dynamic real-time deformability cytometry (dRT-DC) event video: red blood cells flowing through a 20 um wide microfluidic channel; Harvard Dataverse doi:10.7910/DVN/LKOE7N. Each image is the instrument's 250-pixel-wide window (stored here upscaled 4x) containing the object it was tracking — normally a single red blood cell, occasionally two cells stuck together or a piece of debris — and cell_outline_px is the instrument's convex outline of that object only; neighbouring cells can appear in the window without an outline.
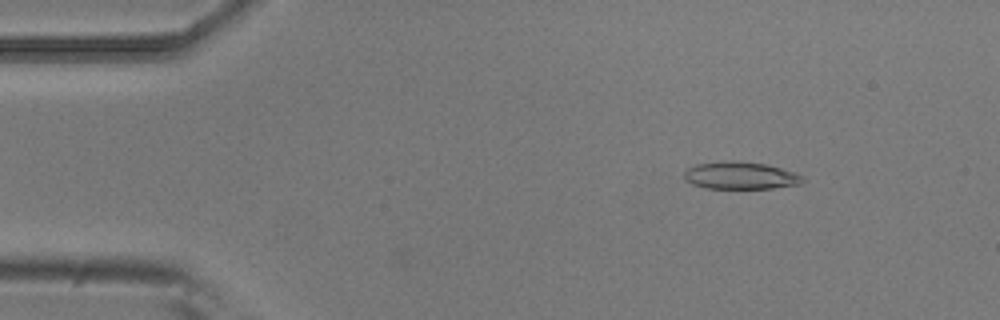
{"species": "common noctule bat (a hibernating species)", "species_latin": "Nyctalus noctula", "temperature_condition": "room temperature", "stored_images_in_passage": 5, "camera_frame_rate_fps": 3000, "um_per_image_px": 0.085, "animal": {"sex": "male", "body_mass_g": 20.5, "forearm_length_mm": 52.5}, "frame": {"image": 1, "passage_image": 2, "time_ms": 0.333, "image_size_px": [1000, 320], "cell_outline_px": [[804, 180], [800, 184], [772, 188], [704, 188], [692, 184], [684, 180], [684, 172], [688, 168], [696, 164], [732, 160], [768, 164], [796, 172], [804, 176]], "centroid_in_image_um": [62.95, 14.91], "position_along_channel_um": 22.0, "area_um2": 19.07}}
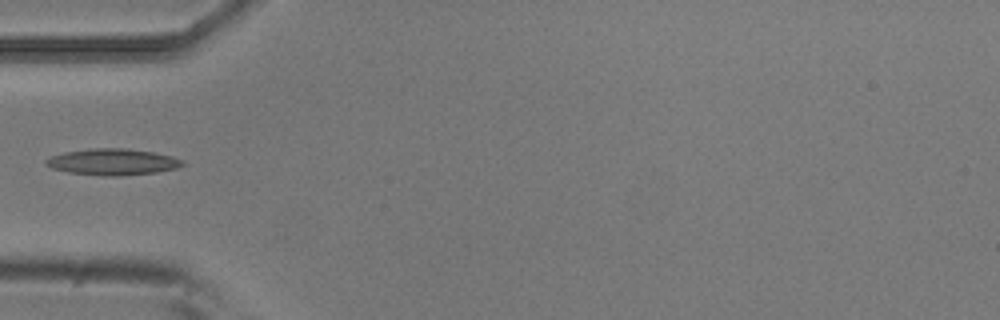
{"frame": {"image": 2, "passage_image": 5, "time_ms": 1.333, "image_size_px": [1000, 320], "cell_outline_px": [[184, 164], [176, 168], [156, 172], [120, 176], [104, 176], [68, 172], [52, 168], [44, 164], [44, 160], [52, 156], [64, 152], [92, 148], [124, 148], [152, 152], [172, 156], [184, 160]], "centroid_in_image_um": [9.56, 13.76], "position_along_channel_um": 75.4, "area_um2": 20.92}}